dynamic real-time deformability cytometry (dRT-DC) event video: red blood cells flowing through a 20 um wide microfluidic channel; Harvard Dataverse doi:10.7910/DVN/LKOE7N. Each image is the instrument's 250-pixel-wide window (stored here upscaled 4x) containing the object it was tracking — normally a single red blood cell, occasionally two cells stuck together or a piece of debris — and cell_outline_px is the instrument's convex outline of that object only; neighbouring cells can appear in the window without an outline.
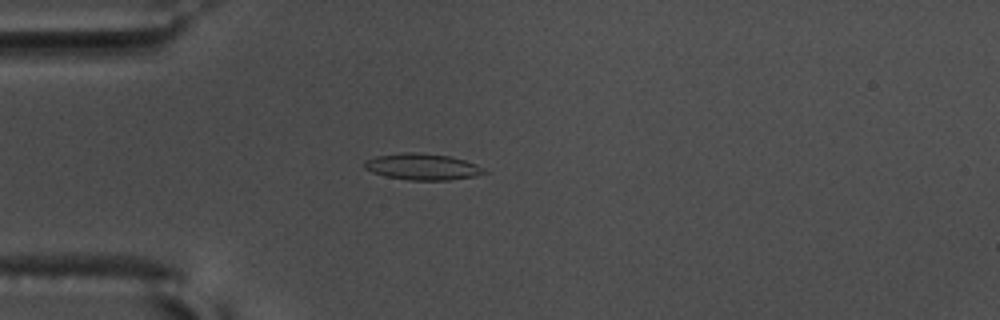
{"species": "common noctule bat (a hibernating species)", "species_latin": "Nyctalus noctula", "temperature_condition": "warm", "stored_images_in_passage": 46, "camera_frame_rate_fps": 3000, "um_per_image_px": 0.085, "animal": {"sex": "male", "body_mass_g": 17.5, "forearm_length_mm": 52.3}, "frame": {"image": 1, "passage_image": 5, "time_ms": 1.333, "image_size_px": [1000, 320], "cell_outline_px": [[488, 172], [476, 176], [448, 180], [408, 180], [384, 176], [372, 172], [364, 168], [364, 160], [376, 156], [404, 152], [412, 152], [448, 156], [464, 160], [476, 164], [484, 168]], "centroid_in_image_um": [35.89, 14.18], "position_along_channel_um": 49.1, "area_um2": 18.38}}
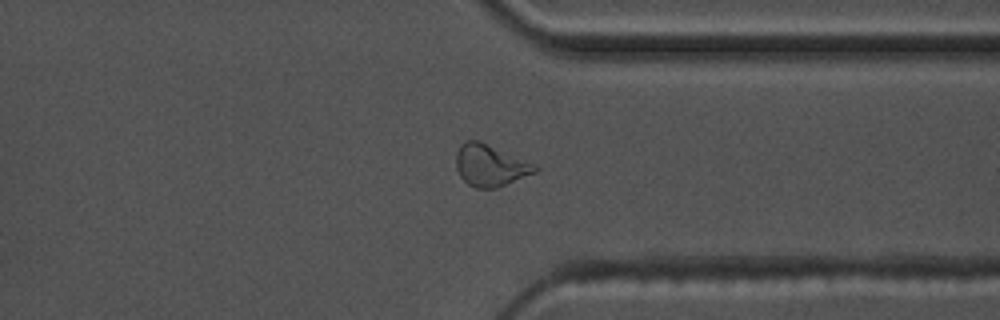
{"frame": {"image": 2, "passage_image": 33, "time_ms": 10.667, "image_size_px": [1000, 320], "cell_outline_px": [[540, 168], [536, 172], [496, 188], [476, 188], [468, 184], [460, 176], [456, 168], [456, 152], [460, 144], [464, 140], [480, 140], [536, 164]], "centroid_in_image_um": [41.66, 14.04], "position_along_channel_um": 369.7, "area_um2": 19.36}}
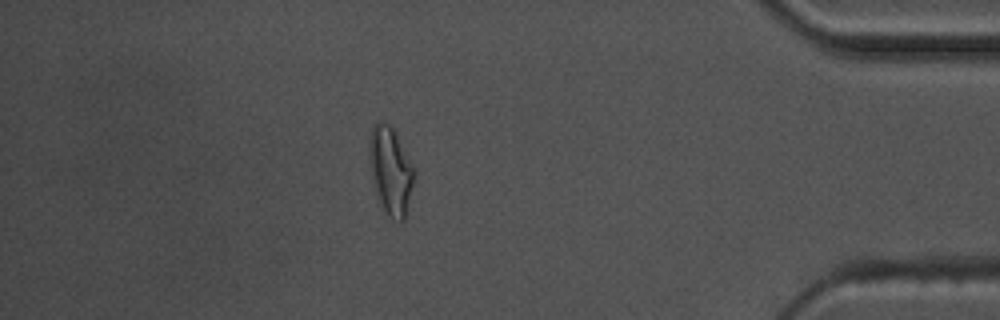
{"frame": {"image": 3, "passage_image": 39, "time_ms": 12.667, "image_size_px": [1000, 320], "cell_outline_px": [[412, 184], [404, 220], [400, 220], [388, 216], [380, 204], [372, 184], [368, 156], [368, 144], [372, 128], [380, 120], [388, 124], [392, 128], [412, 168]], "centroid_in_image_um": [33.11, 14.51], "position_along_channel_um": 402.1, "area_um2": 22.02}, "authors_computed_cell_mechanics": {"area_um2": 17.8602, "velocity_mm_per_s": 3.5952, "shape_relaxation_time_tau1_ms": 8.0868, "shape_relaxation_time_tau2_ms": 3.8828, "deformation_change_tau1": 0.2275, "deformation_change_tau2": 0.1209}}